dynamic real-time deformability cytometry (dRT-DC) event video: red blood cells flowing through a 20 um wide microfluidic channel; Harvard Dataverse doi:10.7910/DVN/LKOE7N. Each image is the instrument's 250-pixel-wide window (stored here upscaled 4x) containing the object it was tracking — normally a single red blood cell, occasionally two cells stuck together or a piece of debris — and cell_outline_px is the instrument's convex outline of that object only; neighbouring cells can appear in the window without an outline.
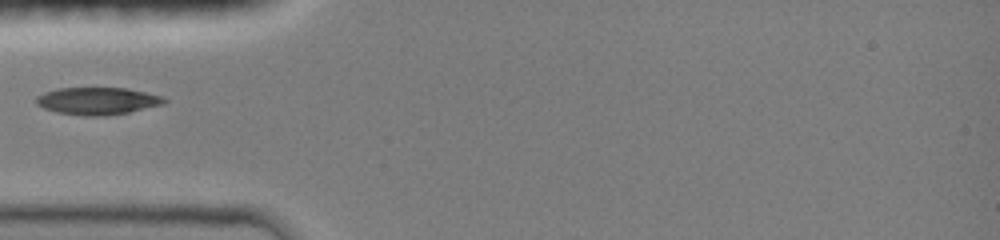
{"species": "common noctule bat (a hibernating species)", "species_latin": "Nyctalus noctula", "temperature_condition": "room temperature", "stored_images_in_passage": 40, "camera_frame_rate_fps": 3000, "um_per_image_px": 0.085, "animal": {"sex": "female", "body_mass_g": 19.0, "forearm_length_mm": 51.5}, "frame": {"image": 1, "passage_image": 1, "time_ms": 0.0, "image_size_px": [1000, 240], "cell_outline_px": [[168, 100], [164, 104], [128, 112], [104, 116], [84, 116], [56, 112], [44, 108], [36, 104], [36, 96], [44, 92], [60, 88], [128, 88], [160, 96]], "centroid_in_image_um": [8.26, 8.58], "position_along_channel_um": 76.7, "area_um2": 20.29}}
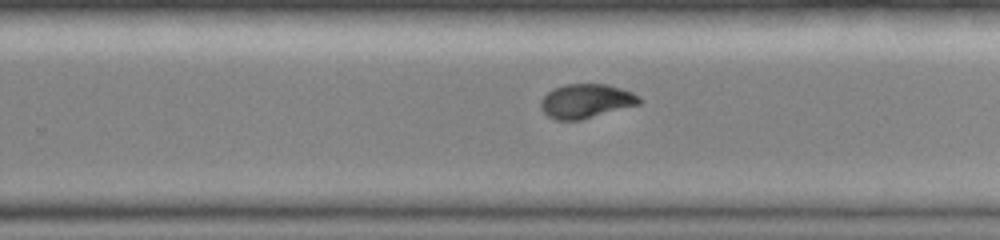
{"frame": {"image": 2, "passage_image": 19, "time_ms": 5.0, "image_size_px": [1000, 240], "cell_outline_px": [[644, 100], [640, 104], [580, 120], [556, 120], [548, 116], [540, 108], [540, 100], [552, 88], [564, 84], [604, 84], [620, 88], [632, 92], [640, 96]], "centroid_in_image_um": [49.81, 8.59], "position_along_channel_um": 280.0, "area_um2": 19.71}}
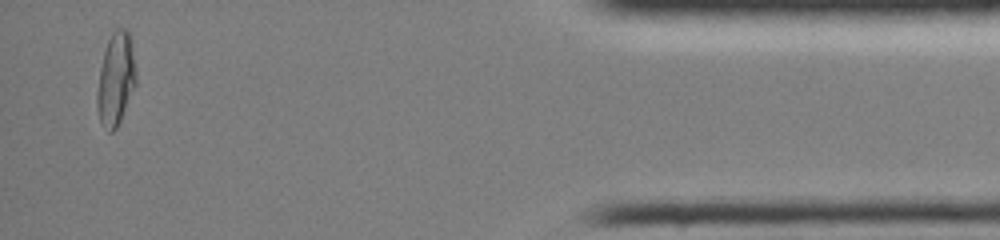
{"frame": {"image": 3, "passage_image": 37, "time_ms": 10.0, "image_size_px": [1000, 240], "cell_outline_px": [[136, 84], [120, 120], [116, 128], [112, 132], [108, 132], [100, 120], [96, 108], [96, 92], [100, 68], [104, 52], [108, 40], [112, 32], [116, 28], [124, 28], [128, 32], [132, 40], [136, 72]], "centroid_in_image_um": [9.84, 6.7], "position_along_channel_um": 425.4, "area_um2": 21.1}}